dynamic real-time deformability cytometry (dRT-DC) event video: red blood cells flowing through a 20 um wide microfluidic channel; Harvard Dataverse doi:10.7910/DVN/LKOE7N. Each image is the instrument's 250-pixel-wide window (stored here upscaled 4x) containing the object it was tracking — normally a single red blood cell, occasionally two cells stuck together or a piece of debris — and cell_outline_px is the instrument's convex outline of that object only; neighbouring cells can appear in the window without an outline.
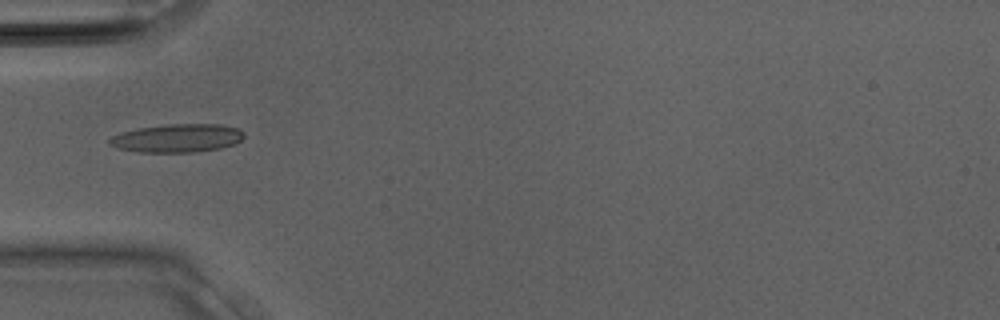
{"species": "Egyptian fruit bat (a non-hibernating species)", "species_latin": "Rousettus aegyptiacus", "temperature_condition": "room temperature", "stored_images_in_passage": 31, "camera_frame_rate_fps": 3000, "um_per_image_px": 0.085, "animal": {"sex": "male"}, "frame": {"image": 1, "passage_image": 11, "time_ms": 3.333, "image_size_px": [1000, 320], "cell_outline_px": [[240, 140], [232, 144], [212, 148], [180, 152], [152, 152], [124, 148], [116, 136], [128, 132], [148, 128], [200, 124], [232, 128], [240, 132]], "centroid_in_image_um": [15.23, 11.76], "position_along_channel_um": 69.8, "area_um2": 18.9}}
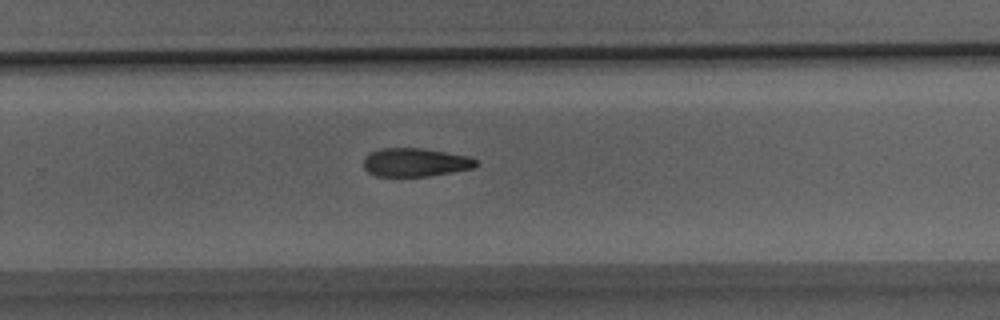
{"frame": {"image": 2, "passage_image": 21, "time_ms": 6.667, "image_size_px": [1000, 320], "cell_outline_px": [[476, 164], [468, 168], [420, 176], [380, 176], [368, 172], [364, 168], [364, 160], [368, 156], [376, 152], [392, 148], [412, 148], [440, 152], [460, 156], [476, 160]], "centroid_in_image_um": [35.19, 13.82], "position_along_channel_um": 294.6, "area_um2": 17.05}}
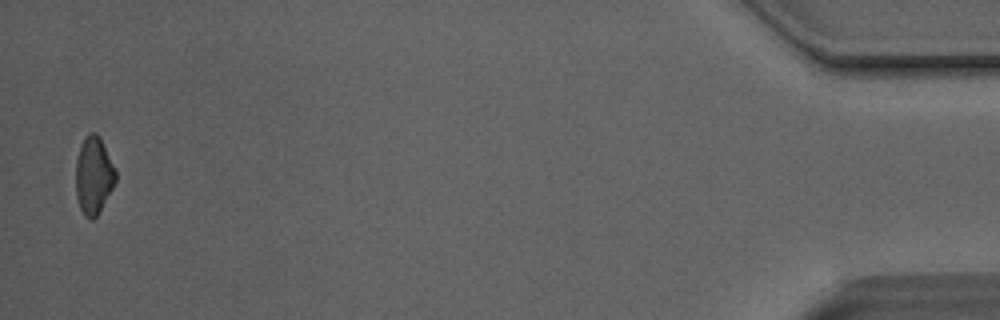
{"frame": {"image": 3, "passage_image": 31, "time_ms": 10.0, "image_size_px": [1000, 320], "cell_outline_px": [[116, 180], [112, 188], [96, 216], [88, 216], [84, 212], [80, 204], [76, 192], [76, 168], [80, 148], [84, 140], [92, 132], [100, 140], [116, 172]], "centroid_in_image_um": [7.96, 14.92], "position_along_channel_um": 427.2, "area_um2": 16.59}}